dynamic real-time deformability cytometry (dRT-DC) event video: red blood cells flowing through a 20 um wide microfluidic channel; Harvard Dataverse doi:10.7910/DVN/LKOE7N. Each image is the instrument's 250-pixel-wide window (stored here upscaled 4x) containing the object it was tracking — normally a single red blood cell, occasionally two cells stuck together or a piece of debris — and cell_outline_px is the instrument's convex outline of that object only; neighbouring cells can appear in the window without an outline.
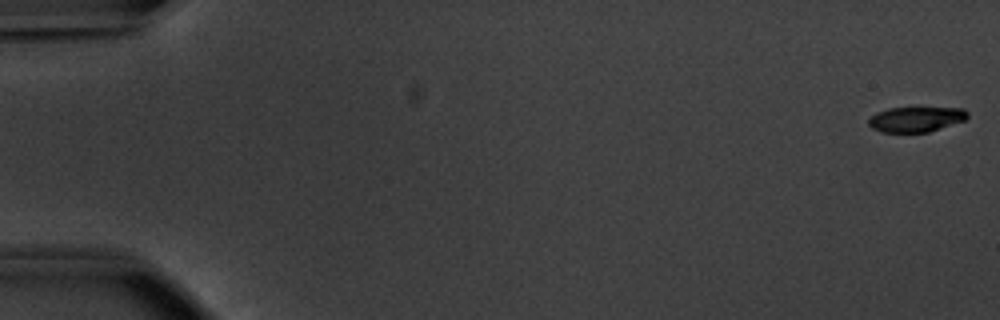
{"species": "common noctule bat (a hibernating species)", "species_latin": "Nyctalus noctula", "temperature_condition": "warm", "stored_images_in_passage": 53, "camera_frame_rate_fps": 3000, "um_per_image_px": 0.085, "animal": {"sex": "male", "body_mass_g": 20.1, "forearm_length_mm": 53.5}, "frame": {"image": 1, "passage_image": 1, "time_ms": 0.0, "image_size_px": [1000, 320], "cell_outline_px": [[968, 116], [964, 120], [928, 132], [880, 132], [872, 128], [868, 124], [868, 120], [876, 112], [888, 108], [964, 108], [968, 112]], "centroid_in_image_um": [77.83, 10.13], "position_along_channel_um": 7.2, "area_um2": 14.39}}
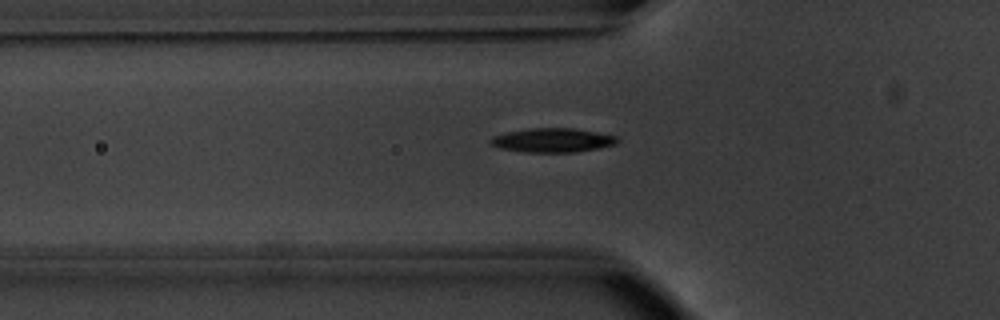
{"frame": {"image": 2, "passage_image": 19, "time_ms": 6.0, "image_size_px": [1000, 320], "cell_outline_px": [[620, 140], [616, 144], [576, 152], [528, 152], [500, 148], [488, 144], [488, 140], [492, 136], [508, 132], [528, 128], [576, 128], [616, 136]], "centroid_in_image_um": [46.94, 11.91], "position_along_channel_um": 78.9, "area_um2": 17.8}}
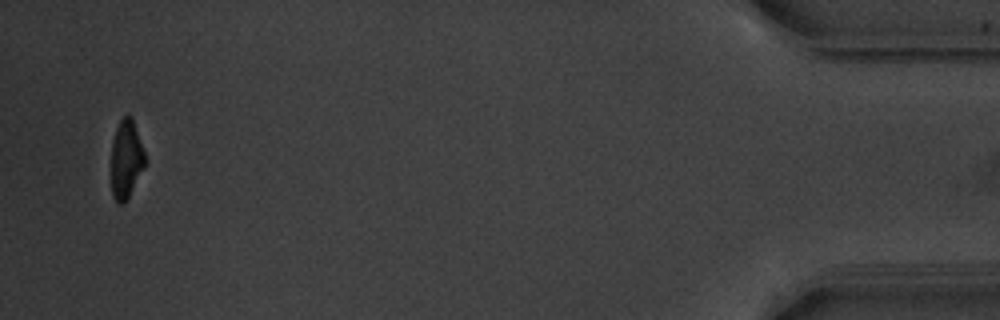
{"frame": {"image": 3, "passage_image": 52, "time_ms": 17.0, "image_size_px": [1000, 320], "cell_outline_px": [[148, 160], [144, 168], [128, 196], [120, 204], [116, 204], [112, 196], [112, 140], [116, 128], [120, 120], [128, 112], [132, 116]], "centroid_in_image_um": [10.75, 13.47], "position_along_channel_um": 424.5, "area_um2": 15.61}, "authors_computed_cell_mechanics": {"area_um2": 17.2244, "velocity_mm_per_s": 3.8566, "shape_relaxation_time_tau1_ms": 2.4687, "shape_relaxation_time_tau2_ms": 3.7013, "deformation_change_tau1": 0.1422, "deformation_change_tau2": 0.0978}}